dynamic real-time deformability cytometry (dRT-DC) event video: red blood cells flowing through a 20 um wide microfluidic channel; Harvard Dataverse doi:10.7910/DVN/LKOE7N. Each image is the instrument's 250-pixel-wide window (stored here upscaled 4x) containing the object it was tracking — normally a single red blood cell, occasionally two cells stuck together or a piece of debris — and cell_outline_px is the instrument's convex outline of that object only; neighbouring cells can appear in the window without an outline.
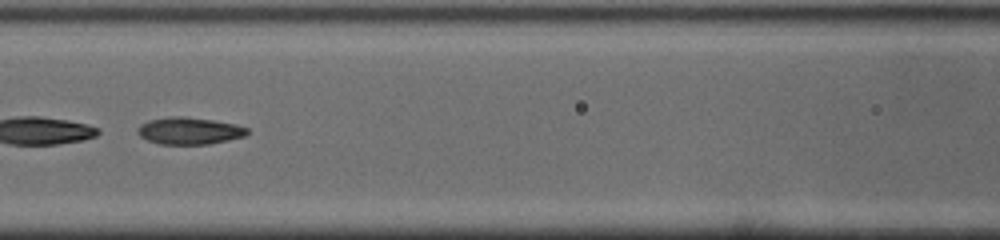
{"species": "common noctule bat (a hibernating species)", "species_latin": "Nyctalus noctula", "temperature_condition": "cold", "stored_images_in_passage": 50, "segment_of_instrument_passage": [2, 2], "camera_frame_rate_fps": 3000, "um_per_image_px": 0.085, "animal": {"sex": "male", "body_mass_g": 19.0, "forearm_length_mm": 50.8}, "frame": {"image": 1, "passage_image": 22, "time_ms": 7.0, "image_size_px": [1000, 240], "cell_outline_px": [[248, 132], [244, 136], [228, 140], [208, 144], [160, 144], [148, 140], [140, 136], [136, 132], [136, 128], [140, 124], [148, 120], [168, 116], [184, 116], [212, 120], [236, 124], [248, 128]], "centroid_in_image_um": [16.05, 11.11], "position_along_channel_um": 150.6, "area_um2": 17.34}}